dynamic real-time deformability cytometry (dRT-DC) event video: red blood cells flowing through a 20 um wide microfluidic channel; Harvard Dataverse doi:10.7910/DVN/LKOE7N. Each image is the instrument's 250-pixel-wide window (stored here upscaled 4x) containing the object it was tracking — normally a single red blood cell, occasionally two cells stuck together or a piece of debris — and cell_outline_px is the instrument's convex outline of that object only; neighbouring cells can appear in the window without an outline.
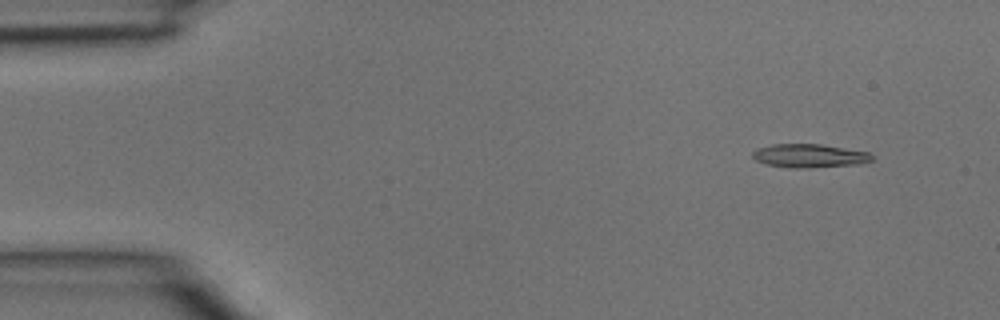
{"species": "common noctule bat (a hibernating species)", "species_latin": "Nyctalus noctula", "temperature_condition": "room temperature", "stored_images_in_passage": 4, "camera_frame_rate_fps": 3000, "um_per_image_px": 0.085, "animal": {"sex": "male", "body_mass_g": 15.6}, "frame": {"image": 1, "passage_image": 2, "time_ms": 0.333, "image_size_px": [1000, 320], "cell_outline_px": [[872, 160], [856, 164], [808, 168], [788, 168], [768, 164], [756, 160], [752, 156], [752, 152], [756, 148], [772, 144], [820, 144], [868, 152], [872, 156]], "centroid_in_image_um": [68.74, 13.24], "position_along_channel_um": 16.3, "area_um2": 16.24}}
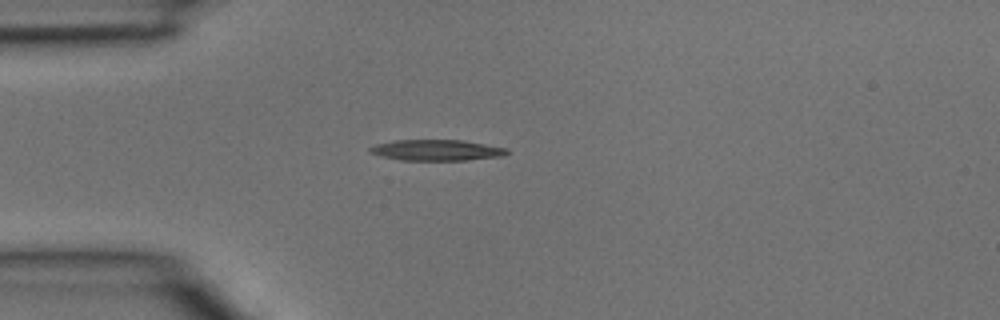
{"frame": {"image": 2, "passage_image": 4, "time_ms": 1.0, "image_size_px": [1000, 320], "cell_outline_px": [[508, 152], [500, 156], [464, 160], [400, 160], [380, 156], [368, 152], [368, 148], [376, 144], [396, 140], [464, 140], [508, 148]], "centroid_in_image_um": [37.07, 12.76], "position_along_channel_um": 47.9, "area_um2": 16.65}}